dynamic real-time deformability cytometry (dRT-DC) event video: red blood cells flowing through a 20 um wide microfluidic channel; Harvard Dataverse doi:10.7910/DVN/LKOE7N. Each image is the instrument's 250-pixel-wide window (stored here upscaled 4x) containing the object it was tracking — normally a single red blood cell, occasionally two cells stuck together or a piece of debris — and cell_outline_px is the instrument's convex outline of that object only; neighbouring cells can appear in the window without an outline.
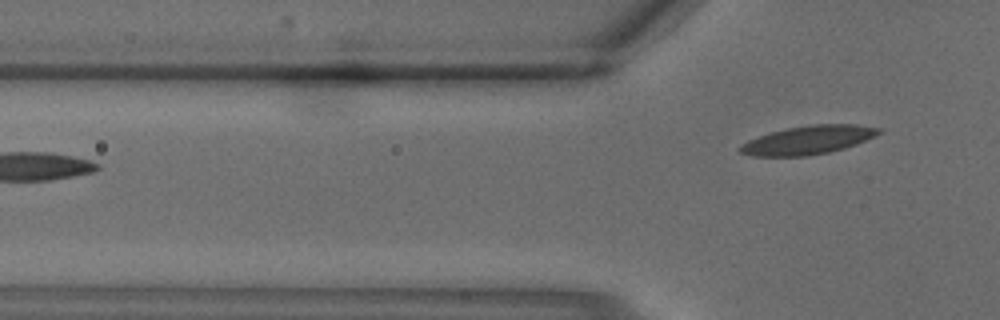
{"species": "common noctule bat (a hibernating species)", "species_latin": "Nyctalus noctula", "temperature_condition": "warm", "stored_images_in_passage": 4, "camera_frame_rate_fps": 3000, "um_per_image_px": 0.085, "animal": {"sex": "male", "body_mass_g": 18.8}, "frame": {"image": 1, "passage_image": 4, "time_ms": 1.0, "image_size_px": [1000, 320], "cell_outline_px": [[880, 132], [856, 144], [844, 148], [828, 152], [808, 156], [752, 156], [740, 152], [736, 148], [740, 144], [748, 140], [772, 132], [788, 128], [812, 124], [856, 124], [880, 128]], "centroid_in_image_um": [68.63, 11.91], "position_along_channel_um": 57.2, "area_um2": 22.83}}